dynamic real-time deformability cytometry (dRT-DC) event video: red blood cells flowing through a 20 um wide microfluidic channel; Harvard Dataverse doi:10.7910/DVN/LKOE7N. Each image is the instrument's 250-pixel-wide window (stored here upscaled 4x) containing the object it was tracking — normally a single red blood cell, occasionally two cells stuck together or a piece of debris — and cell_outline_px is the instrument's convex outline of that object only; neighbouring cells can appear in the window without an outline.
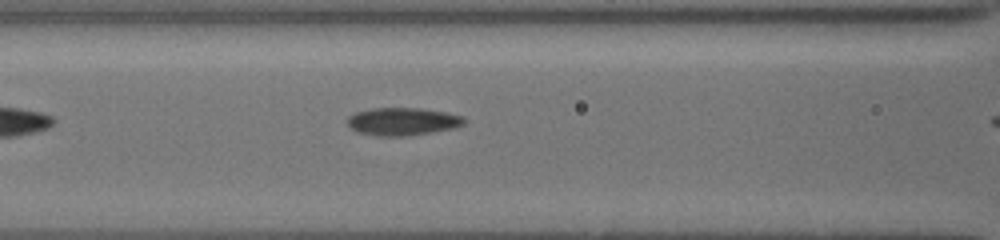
{"species": "common noctule bat (a hibernating species)", "species_latin": "Nyctalus noctula", "temperature_condition": "cold", "stored_images_in_passage": 20, "camera_frame_rate_fps": 3000, "um_per_image_px": 0.085, "animal": {"sex": "female", "body_mass_g": 19.5, "forearm_length_mm": 54.1}, "frame": {"image": 1, "passage_image": 3, "time_ms": 0.667, "image_size_px": [1000, 240], "cell_outline_px": [[464, 124], [456, 128], [408, 136], [376, 136], [356, 132], [348, 124], [348, 116], [356, 112], [372, 108], [420, 108], [444, 112], [464, 116]], "centroid_in_image_um": [34.22, 10.33], "position_along_channel_um": 132.4, "area_um2": 18.96}}
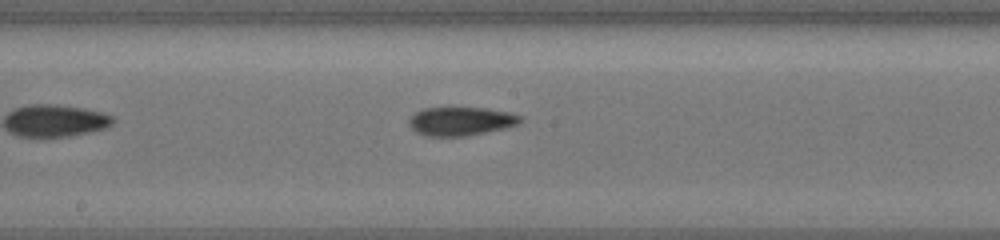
{"frame": {"image": 2, "passage_image": 9, "time_ms": 2.667, "image_size_px": [1000, 240], "cell_outline_px": [[520, 124], [504, 128], [464, 136], [424, 136], [416, 132], [408, 124], [408, 120], [416, 112], [424, 108], [484, 108], [508, 112], [520, 116]], "centroid_in_image_um": [39.13, 10.31], "position_along_channel_um": 209.1, "area_um2": 18.32}}
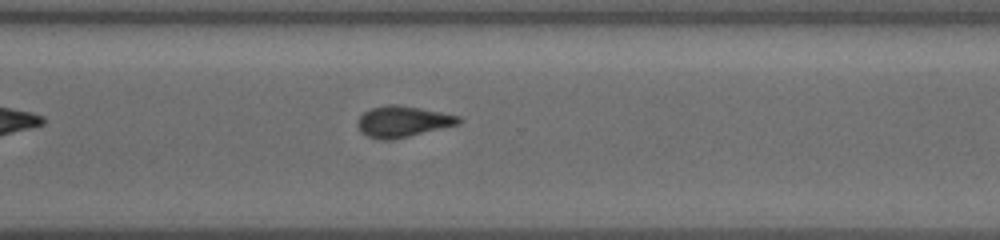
{"frame": {"image": 3, "passage_image": 19, "time_ms": 6.0, "image_size_px": [1000, 240], "cell_outline_px": [[464, 120], [460, 124], [408, 136], [368, 136], [360, 132], [356, 124], [360, 116], [364, 112], [372, 108], [384, 104], [396, 104], [420, 108], [460, 116]], "centroid_in_image_um": [34.28, 10.27], "position_along_channel_um": 336.3, "area_um2": 17.63}}